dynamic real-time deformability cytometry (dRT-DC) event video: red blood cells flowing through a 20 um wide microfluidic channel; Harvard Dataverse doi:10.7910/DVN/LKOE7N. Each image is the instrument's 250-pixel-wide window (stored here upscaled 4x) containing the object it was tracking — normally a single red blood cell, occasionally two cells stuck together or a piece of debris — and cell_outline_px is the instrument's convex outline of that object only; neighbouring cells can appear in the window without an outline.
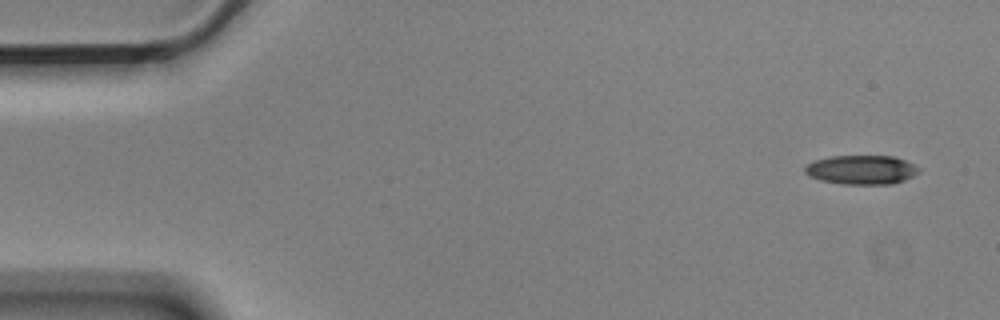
{"species": "Egyptian fruit bat (a non-hibernating species)", "species_latin": "Rousettus aegyptiacus", "temperature_condition": "cold", "stored_images_in_passage": 5, "camera_frame_rate_fps": 3000, "um_per_image_px": 0.085, "animal": {"sex": "male"}, "frame": {"image": 1, "passage_image": 1, "time_ms": 0.0, "image_size_px": [1000, 320], "cell_outline_px": [[920, 172], [904, 180], [892, 184], [844, 184], [820, 180], [808, 176], [804, 172], [804, 168], [808, 164], [816, 160], [828, 156], [896, 156], [920, 168]], "centroid_in_image_um": [73.22, 14.43], "position_along_channel_um": 11.8, "area_um2": 19.36}}
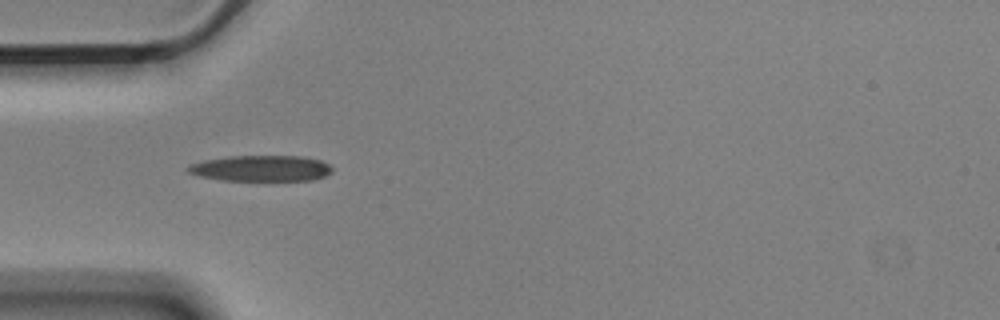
{"frame": {"image": 2, "passage_image": 4, "time_ms": 1.0, "image_size_px": [1000, 320], "cell_outline_px": [[332, 172], [324, 176], [312, 180], [220, 180], [200, 176], [188, 172], [184, 168], [188, 164], [204, 160], [228, 156], [304, 156], [320, 160], [328, 164], [332, 168]], "centroid_in_image_um": [22.15, 14.3], "position_along_channel_um": 62.8, "area_um2": 21.85}}
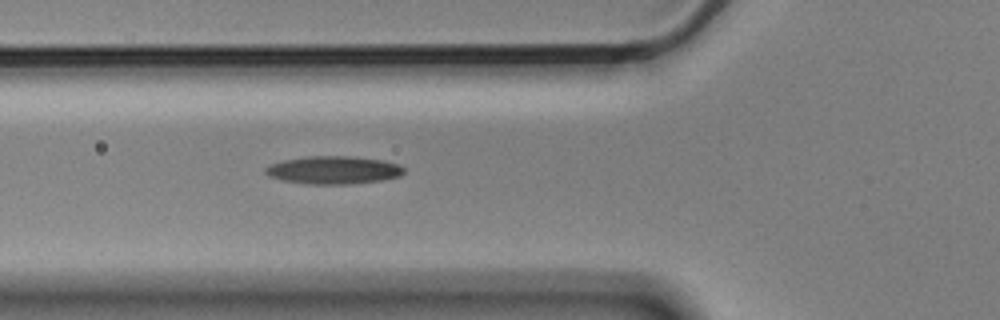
{"frame": {"image": 3, "passage_image": 5, "time_ms": 1.333, "image_size_px": [1000, 320], "cell_outline_px": [[404, 172], [400, 176], [380, 180], [348, 184], [308, 184], [284, 180], [272, 176], [264, 172], [264, 168], [272, 164], [284, 160], [308, 156], [352, 156], [384, 160], [400, 164], [404, 168]], "centroid_in_image_um": [28.39, 14.44], "position_along_channel_um": 97.4, "area_um2": 22.37}}